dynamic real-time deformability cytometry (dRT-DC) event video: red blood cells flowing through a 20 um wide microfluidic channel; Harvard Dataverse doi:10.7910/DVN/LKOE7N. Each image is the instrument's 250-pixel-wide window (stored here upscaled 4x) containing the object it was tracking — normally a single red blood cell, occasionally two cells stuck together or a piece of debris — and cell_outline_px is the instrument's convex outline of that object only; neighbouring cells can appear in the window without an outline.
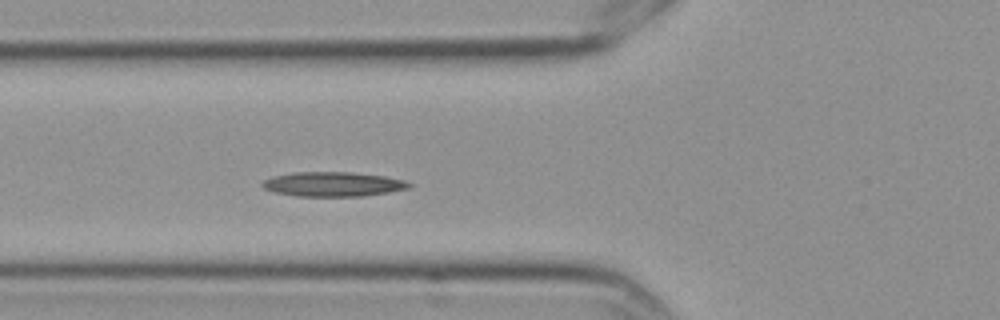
{"species": "Egyptian fruit bat (a non-hibernating species)", "species_latin": "Rousettus aegyptiacus", "temperature_condition": "cold", "stored_images_in_passage": 2, "camera_frame_rate_fps": 3000, "um_per_image_px": 0.085, "frame": {"image": 1, "passage_image": 2, "time_ms": 0.333, "image_size_px": [1000, 320], "cell_outline_px": [[412, 188], [364, 196], [296, 196], [272, 192], [264, 188], [260, 184], [264, 180], [272, 176], [296, 172], [352, 172], [384, 176], [404, 180], [412, 184]], "centroid_in_image_um": [28.3, 15.65], "position_along_channel_um": 97.5, "area_um2": 21.1}}